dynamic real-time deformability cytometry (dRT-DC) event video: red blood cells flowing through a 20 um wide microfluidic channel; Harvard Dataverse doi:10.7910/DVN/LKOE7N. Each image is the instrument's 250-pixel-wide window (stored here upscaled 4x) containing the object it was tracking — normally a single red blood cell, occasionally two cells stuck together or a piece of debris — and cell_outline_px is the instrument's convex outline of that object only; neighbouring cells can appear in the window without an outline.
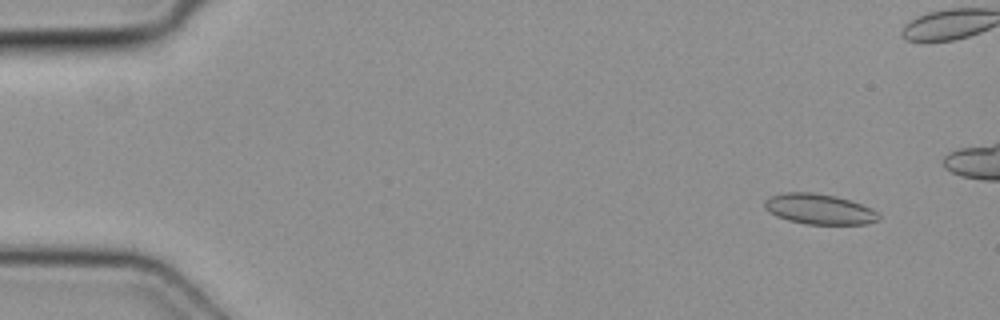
{"species": "common noctule bat (a hibernating species)", "species_latin": "Nyctalus noctula", "temperature_condition": "cold", "stored_images_in_passage": 5, "camera_frame_rate_fps": 3000, "um_per_image_px": 0.085, "animal": {"sex": "female", "body_mass_g": 19.3, "forearm_length_mm": 54.1}, "frame": {"image": 1, "passage_image": 2, "time_ms": 0.333, "image_size_px": [1000, 320], "cell_outline_px": [[880, 220], [868, 224], [808, 224], [788, 220], [776, 216], [768, 212], [764, 208], [764, 200], [772, 196], [784, 192], [812, 192], [836, 196], [860, 204], [876, 212], [880, 216]], "centroid_in_image_um": [69.6, 17.78], "position_along_channel_um": 15.4, "area_um2": 20.11}}